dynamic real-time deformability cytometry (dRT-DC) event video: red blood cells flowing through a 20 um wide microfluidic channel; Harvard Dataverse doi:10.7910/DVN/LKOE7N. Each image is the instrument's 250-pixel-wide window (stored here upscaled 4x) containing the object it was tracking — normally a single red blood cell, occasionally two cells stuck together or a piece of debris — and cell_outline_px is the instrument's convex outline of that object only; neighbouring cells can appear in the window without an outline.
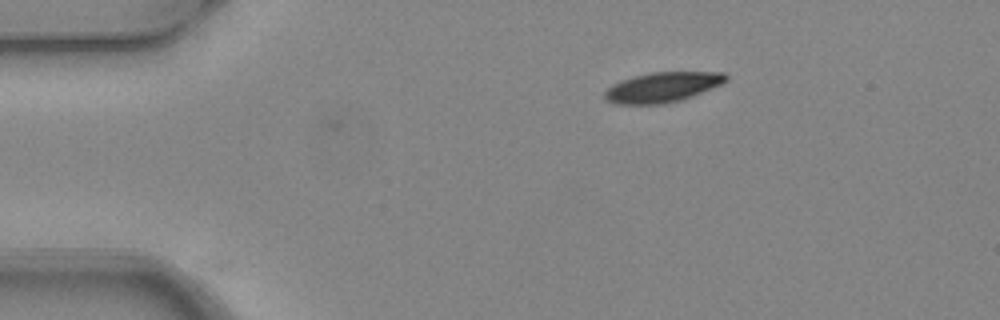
{"species": "common noctule bat (a hibernating species)", "species_latin": "Nyctalus noctula", "temperature_condition": "warm", "stored_images_in_passage": 4, "camera_frame_rate_fps": 3000, "um_per_image_px": 0.085, "animal": {"sex": "female", "body_mass_g": 24.6, "forearm_length_mm": 56.2}, "frame": {"image": 1, "passage_image": 4, "time_ms": 1.0, "image_size_px": [1000, 320], "cell_outline_px": [[728, 80], [720, 84], [692, 96], [680, 100], [664, 104], [616, 104], [604, 100], [604, 92], [612, 84], [620, 80], [648, 72], [724, 72], [728, 76]], "centroid_in_image_um": [56.26, 7.41], "position_along_channel_um": 28.7, "area_um2": 21.27}}